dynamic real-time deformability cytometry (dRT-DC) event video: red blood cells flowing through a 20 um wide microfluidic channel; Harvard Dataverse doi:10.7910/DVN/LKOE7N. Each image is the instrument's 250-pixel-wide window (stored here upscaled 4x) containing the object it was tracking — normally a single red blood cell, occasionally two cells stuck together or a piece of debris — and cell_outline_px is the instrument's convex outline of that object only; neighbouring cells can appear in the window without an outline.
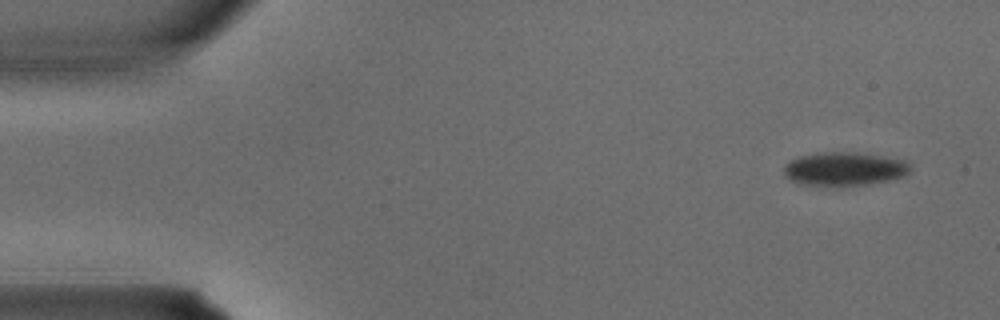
{"species": "common noctule bat (a hibernating species)", "species_latin": "Nyctalus noctula", "temperature_condition": "warm", "stored_images_in_passage": 3, "camera_frame_rate_fps": 3000, "um_per_image_px": 0.085, "animal": {"sex": "male", "body_mass_g": 15.6}, "frame": {"image": 1, "passage_image": 1, "time_ms": 0.0, "image_size_px": [1000, 320], "cell_outline_px": [[908, 172], [904, 176], [892, 180], [868, 184], [800, 184], [784, 176], [784, 168], [792, 160], [800, 156], [816, 152], [856, 152], [904, 160], [908, 164]], "centroid_in_image_um": [71.77, 14.33], "position_along_channel_um": 13.2, "area_um2": 24.1}}